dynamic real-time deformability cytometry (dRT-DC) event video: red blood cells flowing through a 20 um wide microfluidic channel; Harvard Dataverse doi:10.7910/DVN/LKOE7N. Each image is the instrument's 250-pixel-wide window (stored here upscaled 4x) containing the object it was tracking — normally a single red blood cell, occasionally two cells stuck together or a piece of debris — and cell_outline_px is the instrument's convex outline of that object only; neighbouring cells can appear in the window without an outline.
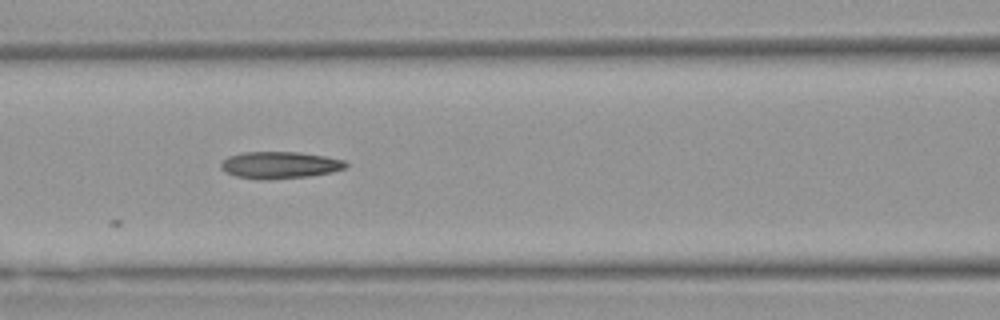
{"species": "Egyptian fruit bat (a non-hibernating species)", "species_latin": "Rousettus aegyptiacus", "temperature_condition": "warm", "stored_images_in_passage": 8, "camera_frame_rate_fps": 3000, "um_per_image_px": 0.085, "animal": {"sex": "female"}, "frame": {"image": 1, "passage_image": 7, "time_ms": 2.0, "image_size_px": [1000, 320], "cell_outline_px": [[348, 164], [344, 168], [332, 172], [308, 176], [236, 176], [224, 172], [220, 168], [220, 164], [228, 156], [244, 152], [300, 152], [324, 156], [344, 160]], "centroid_in_image_um": [23.8, 13.97], "position_along_channel_um": 142.8, "area_um2": 18.5}}